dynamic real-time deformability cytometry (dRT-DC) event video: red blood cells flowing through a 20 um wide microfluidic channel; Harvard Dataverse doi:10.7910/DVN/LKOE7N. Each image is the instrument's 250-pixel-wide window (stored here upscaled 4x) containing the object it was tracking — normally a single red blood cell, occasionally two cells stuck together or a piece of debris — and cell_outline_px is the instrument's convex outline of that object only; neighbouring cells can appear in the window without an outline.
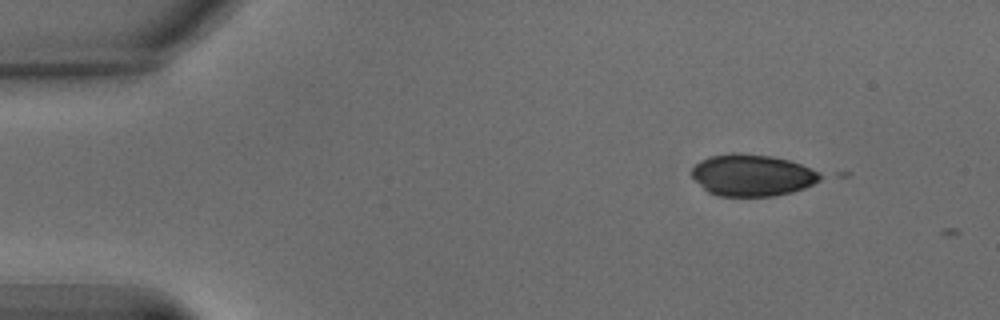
{"species": "common noctule bat (a hibernating species)", "species_latin": "Nyctalus noctula", "temperature_condition": "warm", "stored_images_in_passage": 3, "camera_frame_rate_fps": 3000, "um_per_image_px": 0.085, "animal": {"sex": "male", "body_mass_g": 15.6}, "frame": {"image": 1, "passage_image": 1, "time_ms": 0.0, "image_size_px": [1000, 320], "cell_outline_px": [[828, 176], [804, 188], [792, 192], [776, 196], [720, 196], [708, 192], [692, 176], [692, 168], [700, 160], [712, 156], [732, 152], [736, 152], [772, 156], [788, 160], [800, 164], [820, 172]], "centroid_in_image_um": [63.97, 14.89], "position_along_channel_um": 21.0, "area_um2": 31.33}}